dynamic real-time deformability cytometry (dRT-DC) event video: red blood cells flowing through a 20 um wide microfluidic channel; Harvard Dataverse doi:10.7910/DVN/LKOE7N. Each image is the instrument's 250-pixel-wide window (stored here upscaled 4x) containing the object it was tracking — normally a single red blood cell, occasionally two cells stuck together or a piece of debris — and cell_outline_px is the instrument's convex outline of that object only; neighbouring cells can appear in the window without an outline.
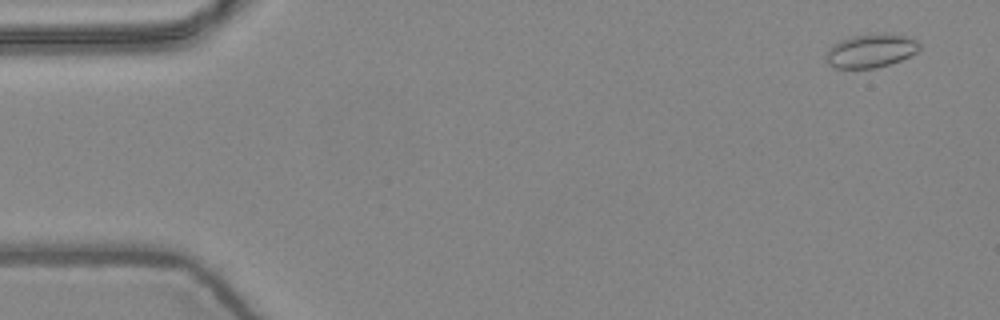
{"species": "common noctule bat (a hibernating species)", "species_latin": "Nyctalus noctula", "temperature_condition": "warm", "stored_images_in_passage": 5, "camera_frame_rate_fps": 3000, "um_per_image_px": 0.085, "animal": {"sex": "female", "body_mass_g": 24.6, "forearm_length_mm": 56.2}, "frame": {"image": 1, "passage_image": 1, "time_ms": 0.0, "image_size_px": [1000, 320], "cell_outline_px": [[920, 48], [916, 52], [900, 60], [876, 68], [832, 68], [828, 64], [824, 56], [828, 48], [832, 44], [840, 40], [852, 36], [872, 32], [880, 32], [908, 36], [916, 40], [920, 44]], "centroid_in_image_um": [73.98, 4.29], "position_along_channel_um": 11.0, "area_um2": 18.67}}
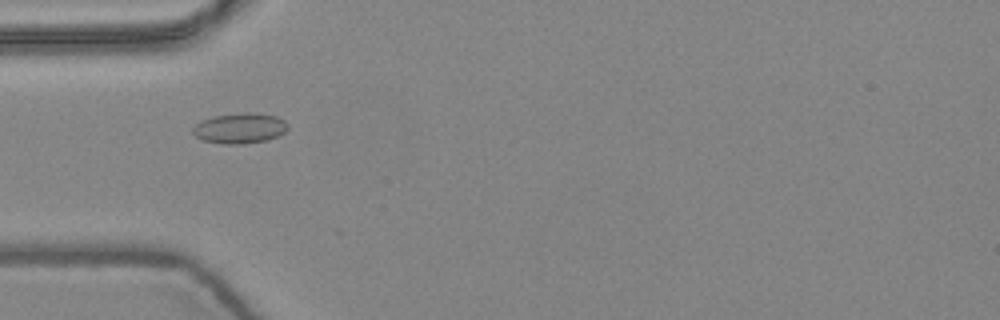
{"frame": {"image": 2, "passage_image": 5, "time_ms": 1.333, "image_size_px": [1000, 320], "cell_outline_px": [[288, 128], [284, 132], [268, 140], [244, 144], [224, 144], [204, 140], [196, 136], [192, 132], [192, 128], [200, 120], [212, 116], [244, 112], [252, 112], [276, 116], [284, 120], [288, 124]], "centroid_in_image_um": [20.38, 10.89], "position_along_channel_um": 64.6, "area_um2": 16.94}}